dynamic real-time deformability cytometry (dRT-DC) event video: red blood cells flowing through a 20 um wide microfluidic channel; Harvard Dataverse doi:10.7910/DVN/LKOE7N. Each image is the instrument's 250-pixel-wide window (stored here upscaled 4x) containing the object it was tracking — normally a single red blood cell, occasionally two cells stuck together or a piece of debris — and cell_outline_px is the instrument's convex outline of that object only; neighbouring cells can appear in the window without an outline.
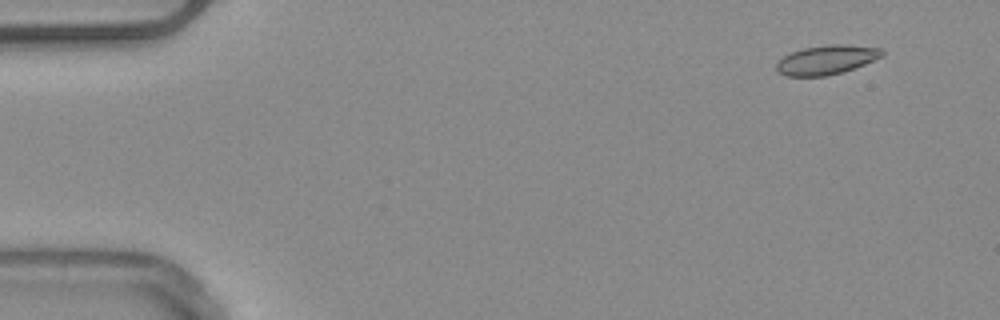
{"species": "common noctule bat (a hibernating species)", "species_latin": "Nyctalus noctula", "temperature_condition": "warm", "stored_images_in_passage": 52, "camera_frame_rate_fps": 3000, "um_per_image_px": 0.085, "animal": {"sex": "male", "body_mass_g": 20.4}, "frame": {"image": 1, "passage_image": 4, "time_ms": 1.0, "image_size_px": [1000, 320], "cell_outline_px": [[884, 56], [864, 64], [828, 76], [784, 76], [776, 72], [776, 64], [784, 56], [792, 52], [804, 48], [832, 44], [844, 44], [884, 48]], "centroid_in_image_um": [70.26, 5.08], "position_along_channel_um": 14.7, "area_um2": 17.98}}
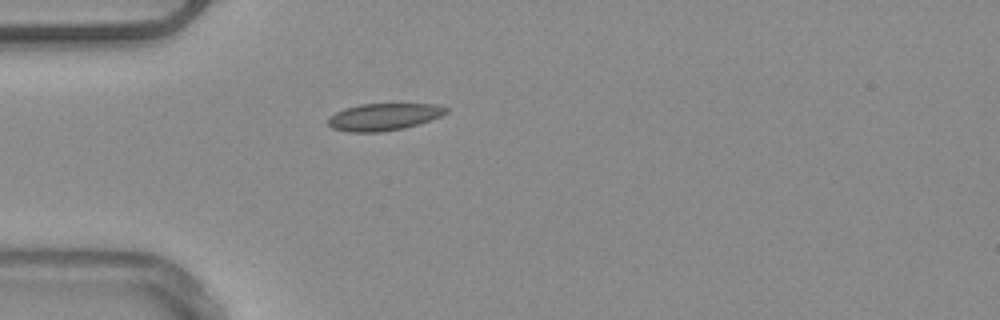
{"frame": {"image": 2, "passage_image": 15, "time_ms": 4.667, "image_size_px": [1000, 320], "cell_outline_px": [[448, 112], [440, 116], [404, 128], [380, 132], [352, 132], [332, 128], [328, 124], [328, 120], [336, 112], [344, 108], [360, 104], [436, 104], [448, 108]], "centroid_in_image_um": [32.61, 9.93], "position_along_channel_um": 52.4, "area_um2": 18.38}}
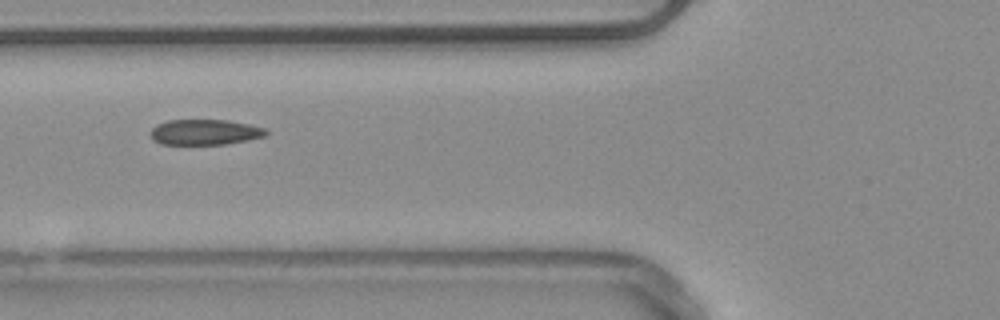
{"frame": {"image": 3, "passage_image": 20, "time_ms": 6.333, "image_size_px": [1000, 320], "cell_outline_px": [[268, 132], [264, 136], [248, 140], [224, 144], [160, 144], [152, 140], [152, 128], [156, 124], [168, 120], [228, 120], [248, 124], [264, 128]], "centroid_in_image_um": [17.39, 11.23], "position_along_channel_um": 108.4, "area_um2": 17.05}, "authors_computed_cell_mechanics": {"area_um2": 17.6579, "velocity_mm_per_s": 3.9094, "shape_relaxation_time_tau1_ms": 4.3838, "shape_relaxation_time_tau2_ms": 1.3162, "deformation_change_tau1": 0.1039, "deformation_change_tau2": 0.042}}